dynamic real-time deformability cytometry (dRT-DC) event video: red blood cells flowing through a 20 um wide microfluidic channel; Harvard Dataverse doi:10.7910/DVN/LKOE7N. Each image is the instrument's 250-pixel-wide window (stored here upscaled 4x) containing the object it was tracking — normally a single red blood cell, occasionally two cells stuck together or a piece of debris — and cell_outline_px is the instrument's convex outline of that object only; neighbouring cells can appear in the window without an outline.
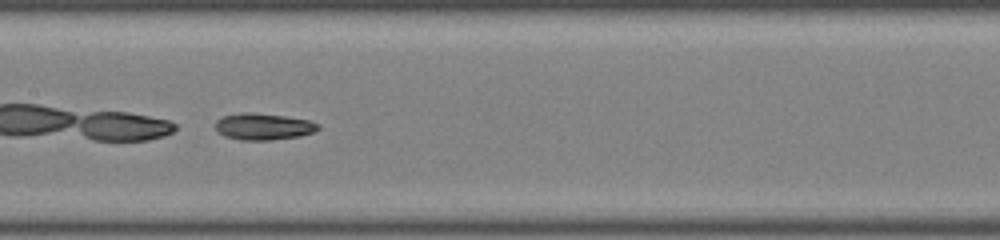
{"species": "common noctule bat (a hibernating species)", "species_latin": "Nyctalus noctula", "temperature_condition": "room temperature", "stored_images_in_passage": 33, "camera_frame_rate_fps": 3000, "um_per_image_px": 0.085, "animal": {"sex": "male", "body_mass_g": 19.0, "forearm_length_mm": 50.8}, "frame": {"image": 1, "passage_image": 10, "time_ms": 3.0, "image_size_px": [1000, 240], "cell_outline_px": [[320, 128], [312, 132], [300, 136], [272, 140], [240, 140], [224, 136], [216, 132], [216, 120], [224, 116], [240, 112], [252, 112], [284, 116], [308, 120], [320, 124]], "centroid_in_image_um": [22.36, 10.76], "position_along_channel_um": 185.0, "area_um2": 16.01}, "authors_computed_cell_mechanics": {"area_um2": 16.0106, "velocity_mm_per_s": 4.2109, "shape_relaxation_time_tau1_ms": 7.7979, "shape_relaxation_time_tau2_ms": 3.2497, "deformation_change_tau1": 0.2255, "deformation_change_tau2": 0.0788}}